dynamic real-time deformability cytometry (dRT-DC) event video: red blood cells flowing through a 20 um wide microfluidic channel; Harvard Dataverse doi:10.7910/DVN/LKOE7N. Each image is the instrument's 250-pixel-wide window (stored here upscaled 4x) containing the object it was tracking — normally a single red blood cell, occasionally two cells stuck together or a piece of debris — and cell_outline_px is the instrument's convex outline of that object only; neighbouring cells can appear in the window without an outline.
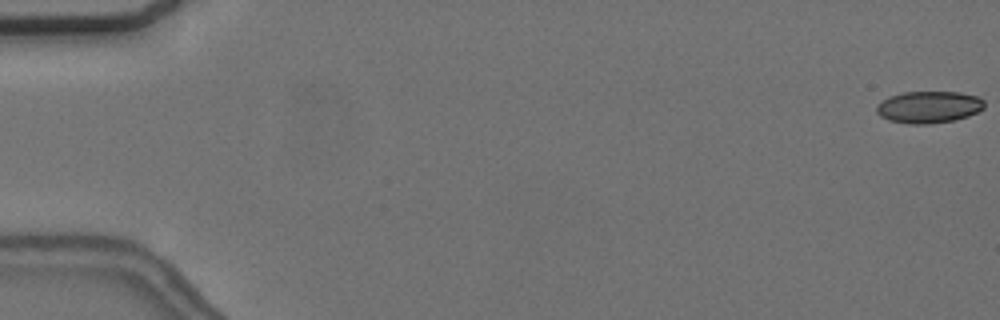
{"species": "common noctule bat (a hibernating species)", "species_latin": "Nyctalus noctula", "temperature_condition": "cold", "stored_images_in_passage": 26, "camera_frame_rate_fps": 3000, "um_per_image_px": 0.085, "animal": {"sex": "female", "body_mass_g": 24.6, "forearm_length_mm": 56.2}, "frame": {"image": 1, "passage_image": 1, "time_ms": 0.0, "image_size_px": [1000, 320], "cell_outline_px": [[984, 108], [968, 116], [956, 120], [928, 124], [908, 124], [888, 120], [880, 116], [876, 112], [876, 104], [888, 96], [904, 92], [960, 92], [980, 96], [984, 100]], "centroid_in_image_um": [78.94, 9.1], "position_along_channel_um": 6.1, "area_um2": 20.35}}
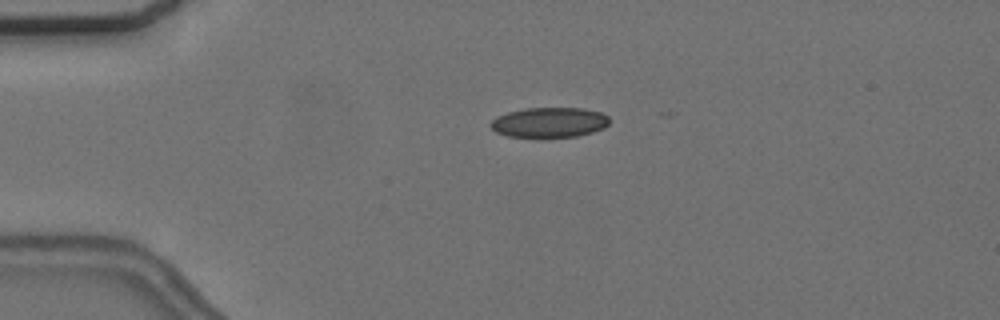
{"frame": {"image": 2, "passage_image": 14, "time_ms": 4.333, "image_size_px": [1000, 320], "cell_outline_px": [[608, 124], [604, 128], [592, 132], [576, 136], [544, 140], [508, 136], [496, 132], [488, 124], [496, 116], [508, 112], [524, 108], [584, 108], [600, 112], [608, 116]], "centroid_in_image_um": [46.65, 10.44], "position_along_channel_um": 38.3, "area_um2": 21.56}}
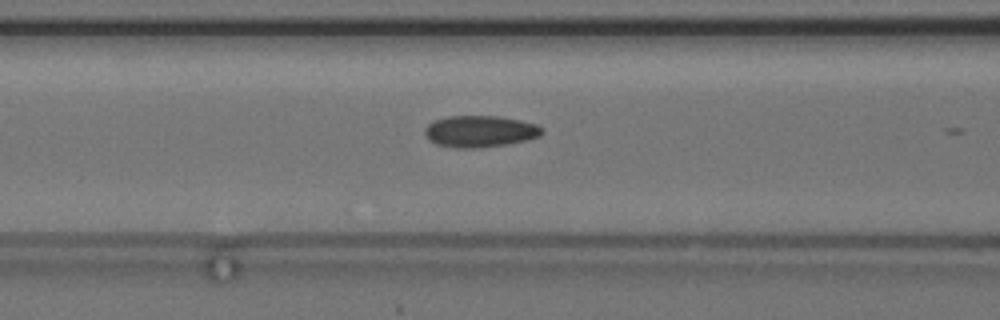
{"frame": {"image": 3, "passage_image": 24, "time_ms": 7.667, "image_size_px": [1000, 320], "cell_outline_px": [[544, 132], [540, 136], [528, 140], [508, 144], [476, 148], [456, 148], [436, 144], [428, 140], [424, 132], [424, 128], [432, 120], [448, 116], [496, 116], [520, 120], [536, 124], [544, 128]], "centroid_in_image_um": [40.79, 11.17], "position_along_channel_um": 125.8, "area_um2": 21.85}}